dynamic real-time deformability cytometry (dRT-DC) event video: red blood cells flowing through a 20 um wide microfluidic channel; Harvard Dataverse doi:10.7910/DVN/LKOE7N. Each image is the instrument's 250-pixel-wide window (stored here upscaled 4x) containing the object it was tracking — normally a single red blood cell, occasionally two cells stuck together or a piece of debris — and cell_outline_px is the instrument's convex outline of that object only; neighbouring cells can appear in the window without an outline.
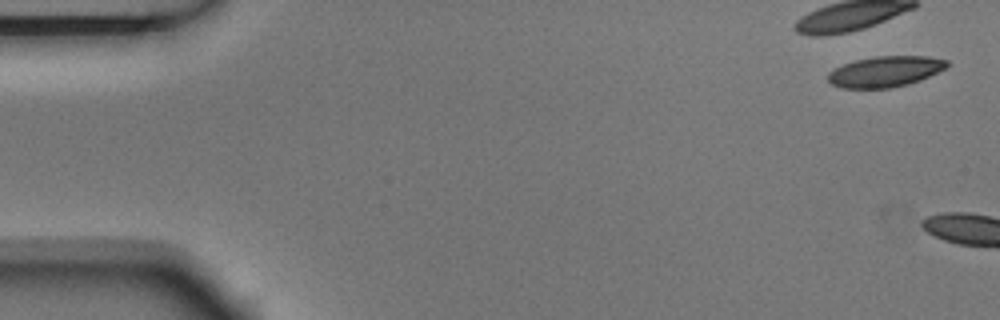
{"species": "Egyptian fruit bat (a non-hibernating species)", "species_latin": "Rousettus aegyptiacus", "temperature_condition": "room temperature", "stored_images_in_passage": 2, "camera_frame_rate_fps": 3000, "um_per_image_px": 0.085, "animal": {"sex": "male"}, "frame": {"image": 1, "passage_image": 1, "time_ms": 0.0, "image_size_px": [1000, 320], "cell_outline_px": [[948, 64], [944, 68], [920, 80], [908, 84], [888, 88], [840, 88], [832, 84], [828, 80], [828, 72], [844, 64], [856, 60], [876, 56], [928, 56], [948, 60]], "centroid_in_image_um": [75.22, 6.08], "position_along_channel_um": 9.8, "area_um2": 21.1}}